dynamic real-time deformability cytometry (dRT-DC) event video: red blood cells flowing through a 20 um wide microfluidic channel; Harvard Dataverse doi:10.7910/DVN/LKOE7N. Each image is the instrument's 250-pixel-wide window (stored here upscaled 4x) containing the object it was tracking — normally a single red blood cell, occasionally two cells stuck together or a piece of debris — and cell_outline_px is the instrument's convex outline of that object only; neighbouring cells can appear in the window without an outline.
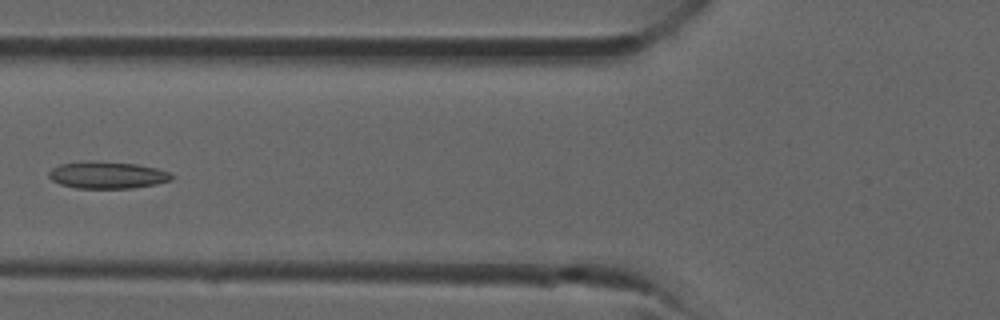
{"species": "common noctule bat (a hibernating species)", "species_latin": "Nyctalus noctula", "temperature_condition": "room temperature", "stored_images_in_passage": 35, "camera_frame_rate_fps": 3000, "um_per_image_px": 0.085, "animal": {"sex": "male", "forearm_length_mm": 52.5}, "frame": {"image": 1, "passage_image": 13, "time_ms": 4.0, "image_size_px": [1000, 320], "cell_outline_px": [[176, 176], [172, 180], [156, 184], [132, 188], [76, 188], [60, 184], [52, 180], [48, 176], [48, 172], [52, 168], [60, 164], [88, 160], [96, 160], [136, 164], [156, 168], [168, 172]], "centroid_in_image_um": [9.12, 14.87], "position_along_channel_um": 116.7, "area_um2": 19.54}}
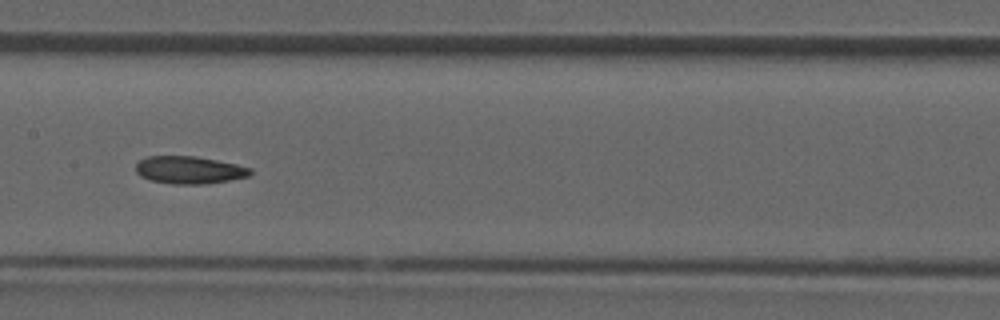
{"frame": {"image": 2, "passage_image": 17, "time_ms": 5.333, "image_size_px": [1000, 320], "cell_outline_px": [[252, 172], [248, 176], [228, 180], [204, 184], [172, 184], [148, 180], [140, 176], [136, 172], [136, 164], [140, 160], [148, 156], [196, 156], [236, 164], [252, 168]], "centroid_in_image_um": [16.06, 14.45], "position_along_channel_um": 191.3, "area_um2": 18.38}}
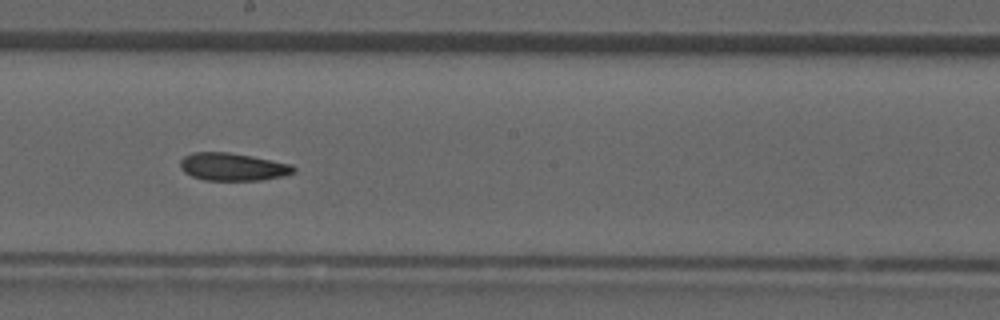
{"frame": {"image": 3, "passage_image": 19, "time_ms": 6.0, "image_size_px": [1000, 320], "cell_outline_px": [[296, 172], [284, 176], [260, 180], [204, 180], [192, 176], [184, 172], [180, 168], [180, 160], [184, 156], [192, 152], [228, 152], [252, 156], [292, 164], [296, 168]], "centroid_in_image_um": [19.79, 14.18], "position_along_channel_um": 228.4, "area_um2": 18.44}}